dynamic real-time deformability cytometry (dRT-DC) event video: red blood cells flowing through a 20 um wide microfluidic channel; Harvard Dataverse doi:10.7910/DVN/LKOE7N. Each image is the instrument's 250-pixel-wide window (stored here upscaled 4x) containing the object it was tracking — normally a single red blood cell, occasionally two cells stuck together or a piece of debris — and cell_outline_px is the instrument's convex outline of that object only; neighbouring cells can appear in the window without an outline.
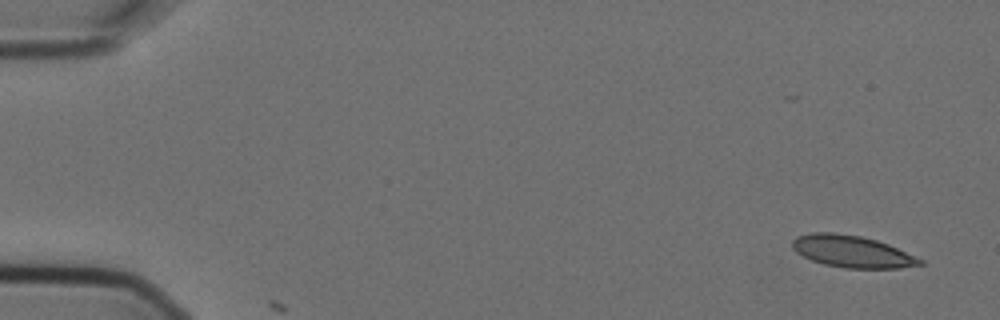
{"species": "Egyptian fruit bat (a non-hibernating species)", "species_latin": "Rousettus aegyptiacus", "temperature_condition": "cold", "stored_images_in_passage": 4, "segment_of_instrument_passage": [2, 2], "camera_frame_rate_fps": 3000, "um_per_image_px": 0.085, "animal": {"sex": "female"}, "frame": {"image": 1, "passage_image": 4, "time_ms": 1.0, "image_size_px": [1000, 320], "cell_outline_px": [[924, 264], [900, 268], [844, 268], [824, 264], [812, 260], [796, 252], [792, 248], [792, 240], [796, 236], [812, 232], [836, 232], [860, 236], [876, 240], [888, 244], [924, 260]], "centroid_in_image_um": [72.41, 21.37], "position_along_channel_um": 12.6, "area_um2": 23.76}}